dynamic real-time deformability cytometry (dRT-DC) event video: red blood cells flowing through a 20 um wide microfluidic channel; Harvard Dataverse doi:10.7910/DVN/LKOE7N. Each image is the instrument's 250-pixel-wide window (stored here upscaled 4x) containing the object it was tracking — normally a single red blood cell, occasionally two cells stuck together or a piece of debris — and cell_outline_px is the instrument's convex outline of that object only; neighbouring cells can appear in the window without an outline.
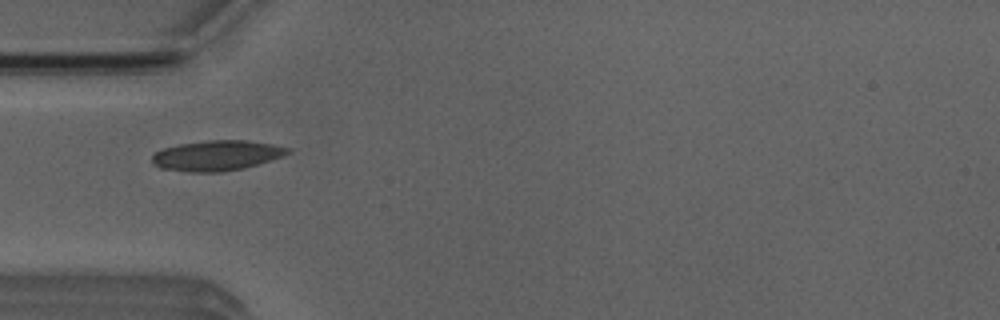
{"species": "Egyptian fruit bat (a non-hibernating species)", "species_latin": "Rousettus aegyptiacus", "temperature_condition": "room temperature", "stored_images_in_passage": 4, "camera_frame_rate_fps": 3000, "um_per_image_px": 0.085, "animal": {"sex": "male"}, "frame": {"image": 1, "passage_image": 1, "time_ms": 0.0, "image_size_px": [1000, 320], "cell_outline_px": [[292, 152], [284, 156], [244, 168], [220, 172], [188, 172], [160, 168], [152, 164], [152, 156], [156, 152], [164, 148], [180, 144], [208, 140], [248, 140], [272, 144], [292, 148]], "centroid_in_image_um": [18.45, 13.22], "position_along_channel_um": 66.5, "area_um2": 24.04}}
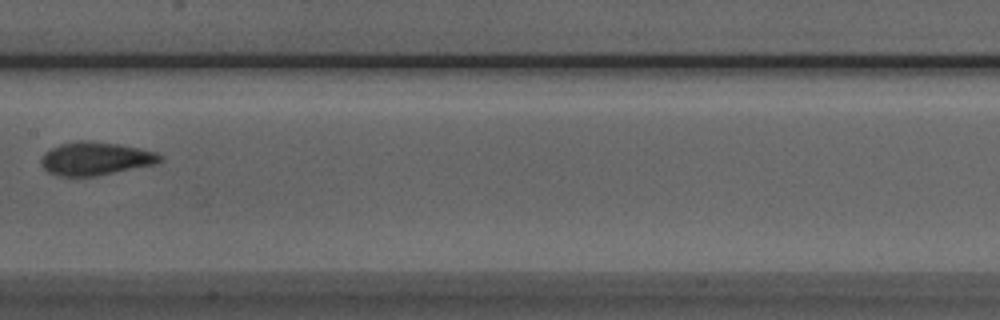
{"frame": {"image": 2, "passage_image": 4, "time_ms": 3.333, "image_size_px": [1000, 320], "cell_outline_px": [[164, 160], [156, 164], [96, 176], [60, 176], [48, 172], [40, 164], [40, 160], [44, 152], [60, 144], [80, 140], [88, 140], [120, 144], [140, 148], [156, 152], [164, 156]], "centroid_in_image_um": [8.14, 13.47], "position_along_channel_um": 199.3, "area_um2": 23.24}}